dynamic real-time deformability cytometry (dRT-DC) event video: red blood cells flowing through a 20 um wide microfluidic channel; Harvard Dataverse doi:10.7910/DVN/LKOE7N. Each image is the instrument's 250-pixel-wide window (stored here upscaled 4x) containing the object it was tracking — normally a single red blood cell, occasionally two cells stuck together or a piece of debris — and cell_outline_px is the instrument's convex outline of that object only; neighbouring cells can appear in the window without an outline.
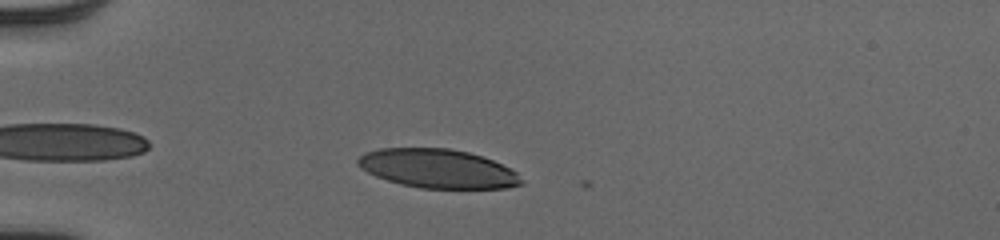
{"species": "human", "species_latin": "Homo sapiens", "temperature_condition": "cold", "stored_images_in_passage": 37, "camera_frame_rate_fps": 3000, "um_per_image_px": 0.085, "donor": {"sex": "male"}, "frame": {"image": 1, "passage_image": 5, "time_ms": 1.333, "image_size_px": [1000, 240], "cell_outline_px": [[524, 184], [504, 188], [420, 188], [400, 184], [376, 176], [360, 168], [356, 164], [356, 160], [364, 152], [380, 148], [448, 148], [468, 152], [492, 160], [516, 172], [524, 180]], "centroid_in_image_um": [37.18, 14.33], "position_along_channel_um": 47.8, "area_um2": 36.99}}
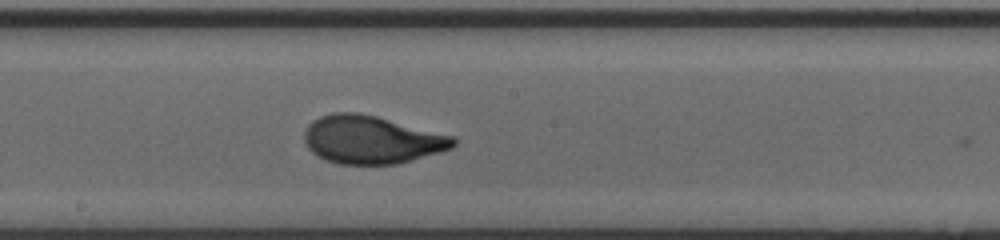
{"frame": {"image": 2, "passage_image": 20, "time_ms": 6.333, "image_size_px": [1000, 240], "cell_outline_px": [[456, 144], [452, 148], [440, 152], [396, 164], [340, 164], [328, 160], [312, 152], [308, 148], [304, 140], [304, 132], [308, 124], [312, 120], [320, 116], [332, 112], [360, 112], [456, 136]], "centroid_in_image_um": [31.59, 11.85], "position_along_channel_um": 216.6, "area_um2": 41.79}}
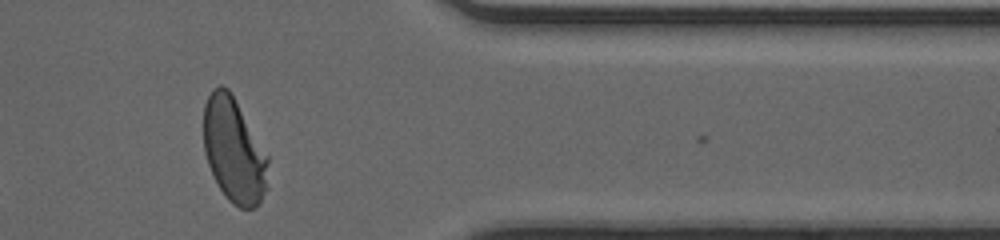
{"frame": {"image": 3, "passage_image": 34, "time_ms": 11.0, "image_size_px": [1000, 240], "cell_outline_px": [[268, 188], [260, 204], [252, 208], [240, 208], [232, 204], [228, 200], [220, 188], [208, 164], [204, 152], [204, 104], [212, 88], [220, 84], [228, 88], [268, 156]], "centroid_in_image_um": [19.89, 12.81], "position_along_channel_um": 391.5, "area_um2": 39.3}, "authors_computed_cell_mechanics": {"area_um2": 40.2288, "velocity_mm_per_s": 4.029, "shape_relaxation_time_tau1_ms": 3.2565, "shape_relaxation_time_tau2_ms": null, "deformation_change_tau1": 0.2027, "deformation_change_tau2": null}}